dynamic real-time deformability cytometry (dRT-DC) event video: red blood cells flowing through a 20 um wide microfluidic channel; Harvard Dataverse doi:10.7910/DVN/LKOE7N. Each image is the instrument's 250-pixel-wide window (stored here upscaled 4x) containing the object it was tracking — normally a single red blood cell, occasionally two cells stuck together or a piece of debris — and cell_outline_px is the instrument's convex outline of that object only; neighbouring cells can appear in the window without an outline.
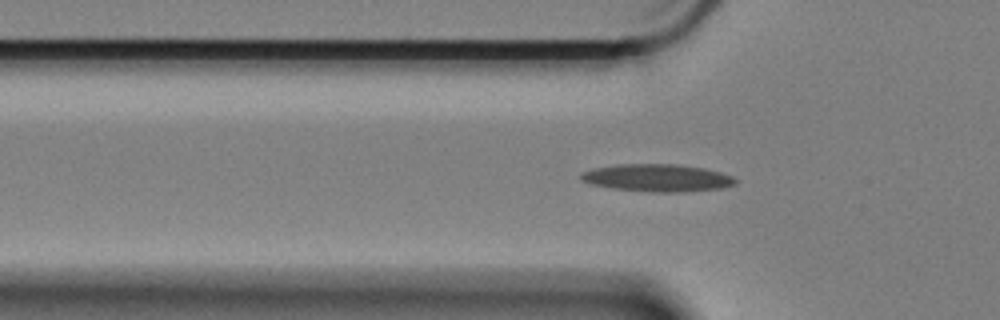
{"species": "Egyptian fruit bat (a non-hibernating species)", "species_latin": "Rousettus aegyptiacus", "temperature_condition": "cold", "stored_images_in_passage": 60, "camera_frame_rate_fps": 3000, "um_per_image_px": 0.085, "animal": {"sex": "female"}, "frame": {"image": 1, "passage_image": 18, "time_ms": 5.667, "image_size_px": [1000, 320], "cell_outline_px": [[736, 184], [720, 188], [680, 192], [652, 192], [612, 188], [588, 184], [580, 180], [580, 172], [592, 168], [616, 164], [676, 164], [704, 168], [720, 172], [732, 176], [736, 180]], "centroid_in_image_um": [55.8, 15.11], "position_along_channel_um": 70.0, "area_um2": 24.85}}
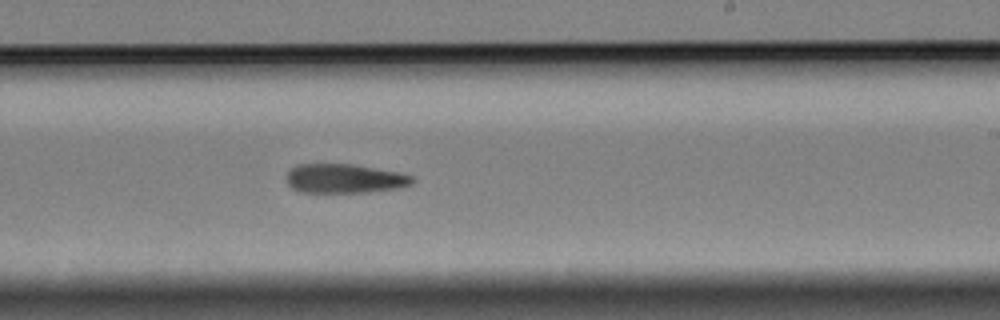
{"frame": {"image": 2, "passage_image": 35, "time_ms": 11.333, "image_size_px": [1000, 320], "cell_outline_px": [[416, 180], [412, 184], [400, 188], [368, 192], [300, 192], [292, 188], [288, 184], [288, 172], [296, 164], [352, 164], [400, 172], [412, 176]], "centroid_in_image_um": [29.33, 15.18], "position_along_channel_um": 259.7, "area_um2": 21.44}}
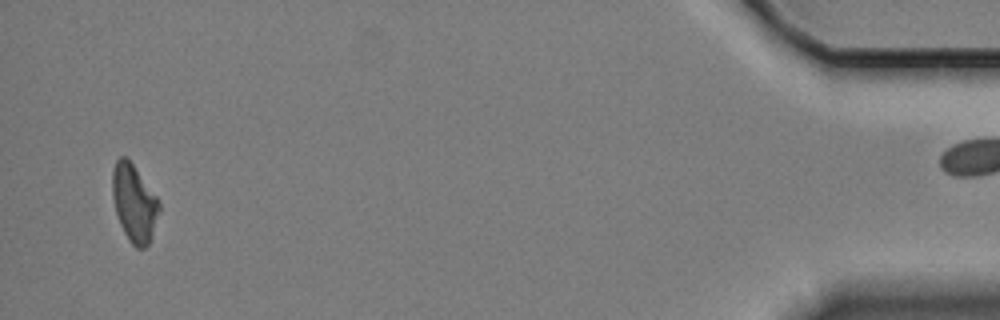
{"frame": {"image": 3, "passage_image": 57, "time_ms": 18.667, "image_size_px": [1000, 320], "cell_outline_px": [[160, 208], [152, 236], [148, 244], [144, 248], [136, 248], [128, 240], [120, 224], [116, 212], [112, 196], [112, 168], [116, 160], [120, 156], [124, 156], [132, 164], [160, 200]], "centroid_in_image_um": [11.4, 17.26], "position_along_channel_um": 423.8, "area_um2": 21.04}}